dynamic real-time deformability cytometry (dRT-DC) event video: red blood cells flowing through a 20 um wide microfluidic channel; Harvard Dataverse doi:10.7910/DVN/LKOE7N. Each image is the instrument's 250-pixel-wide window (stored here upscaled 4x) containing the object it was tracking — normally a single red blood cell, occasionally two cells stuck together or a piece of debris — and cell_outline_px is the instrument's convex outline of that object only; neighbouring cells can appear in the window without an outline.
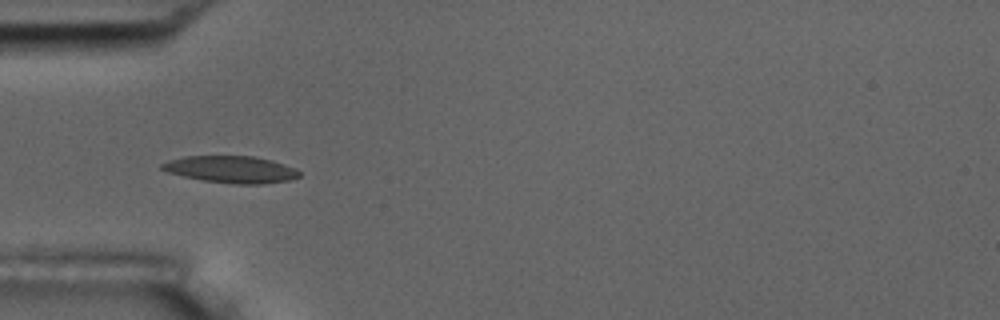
{"species": "common noctule bat (a hibernating species)", "species_latin": "Nyctalus noctula", "temperature_condition": "room temperature", "stored_images_in_passage": 13, "camera_frame_rate_fps": 3000, "um_per_image_px": 0.085, "animal": {"sex": "male", "body_mass_g": 17.5, "forearm_length_mm": 52.3}, "frame": {"image": 1, "passage_image": 6, "time_ms": 1.667, "image_size_px": [1000, 320], "cell_outline_px": [[300, 176], [288, 180], [260, 184], [236, 184], [200, 180], [168, 172], [160, 168], [160, 164], [168, 160], [184, 156], [252, 156], [272, 160], [296, 168], [300, 172]], "centroid_in_image_um": [19.63, 14.39], "position_along_channel_um": 65.4, "area_um2": 21.56}}